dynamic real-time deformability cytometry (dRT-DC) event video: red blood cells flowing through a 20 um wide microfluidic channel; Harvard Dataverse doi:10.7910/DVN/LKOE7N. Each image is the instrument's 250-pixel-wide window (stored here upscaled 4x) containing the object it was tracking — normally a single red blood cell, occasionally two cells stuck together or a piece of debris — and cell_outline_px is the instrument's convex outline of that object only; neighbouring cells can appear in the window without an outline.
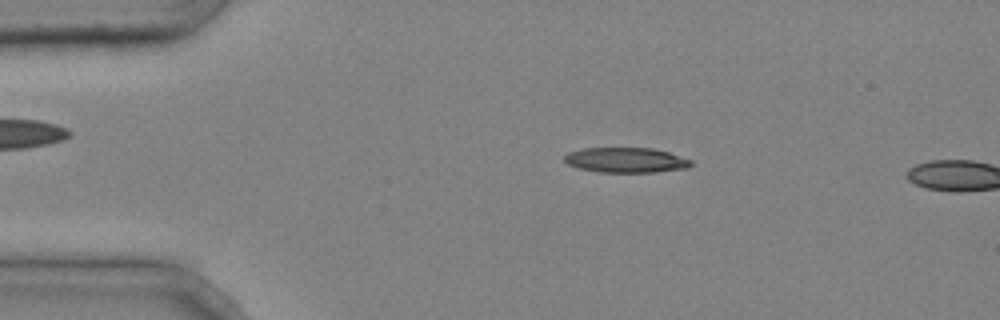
{"species": "common noctule bat (a hibernating species)", "species_latin": "Nyctalus noctula", "temperature_condition": "cold", "stored_images_in_passage": 4, "camera_frame_rate_fps": 3000, "um_per_image_px": 0.085, "animal": {"sex": "male", "body_mass_g": 20.4}, "frame": {"image": 1, "passage_image": 3, "time_ms": 0.667, "image_size_px": [1000, 320], "cell_outline_px": [[692, 164], [688, 168], [656, 172], [600, 172], [580, 168], [568, 164], [564, 160], [564, 156], [568, 152], [584, 148], [652, 148], [668, 152], [692, 160]], "centroid_in_image_um": [53.22, 13.6], "position_along_channel_um": 31.8, "area_um2": 18.44}}